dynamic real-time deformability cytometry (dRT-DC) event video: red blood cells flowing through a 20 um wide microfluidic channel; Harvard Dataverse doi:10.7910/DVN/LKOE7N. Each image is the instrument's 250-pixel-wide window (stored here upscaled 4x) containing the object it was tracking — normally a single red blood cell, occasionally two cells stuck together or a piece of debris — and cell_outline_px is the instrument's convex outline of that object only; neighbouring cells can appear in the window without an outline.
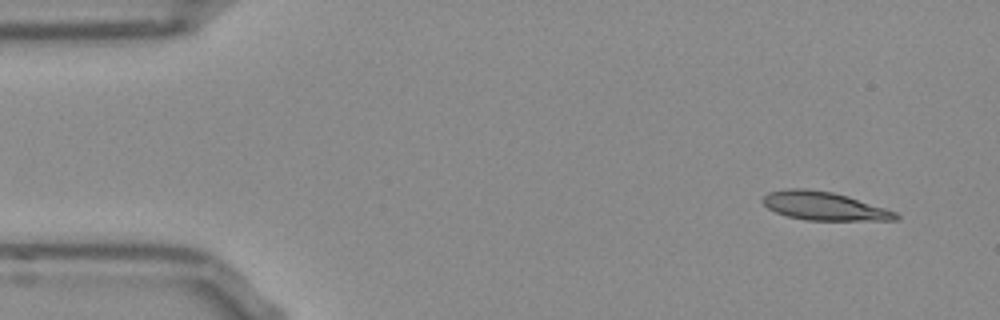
{"species": "Egyptian fruit bat (a non-hibernating species)", "species_latin": "Rousettus aegyptiacus", "temperature_condition": "room temperature", "stored_images_in_passage": 49, "camera_frame_rate_fps": 3000, "um_per_image_px": 0.085, "frame": {"image": 1, "passage_image": 1, "time_ms": 0.0, "image_size_px": [1000, 320], "cell_outline_px": [[900, 216], [896, 220], [804, 220], [788, 216], [776, 212], [768, 208], [764, 204], [764, 196], [768, 192], [788, 188], [804, 188], [832, 192], [848, 196], [896, 212]], "centroid_in_image_um": [70.04, 17.51], "position_along_channel_um": 15.0, "area_um2": 21.79}}
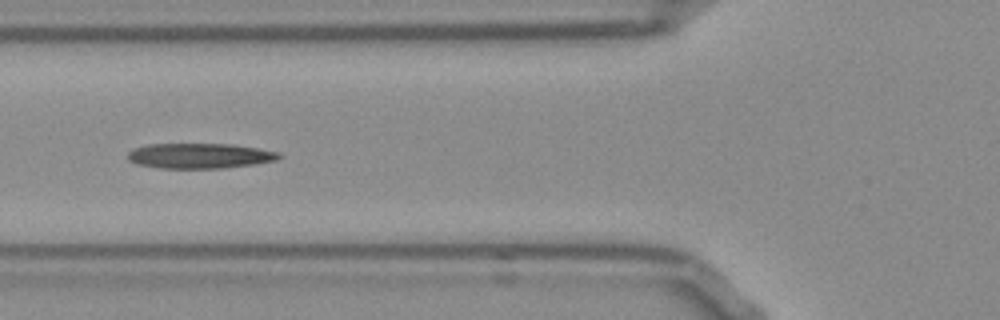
{"frame": {"image": 2, "passage_image": 16, "time_ms": 5.0, "image_size_px": [1000, 320], "cell_outline_px": [[284, 156], [276, 160], [252, 164], [224, 168], [160, 168], [136, 164], [128, 160], [128, 152], [136, 148], [148, 144], [232, 144], [280, 152]], "centroid_in_image_um": [16.98, 13.24], "position_along_channel_um": 108.8, "area_um2": 22.14}}
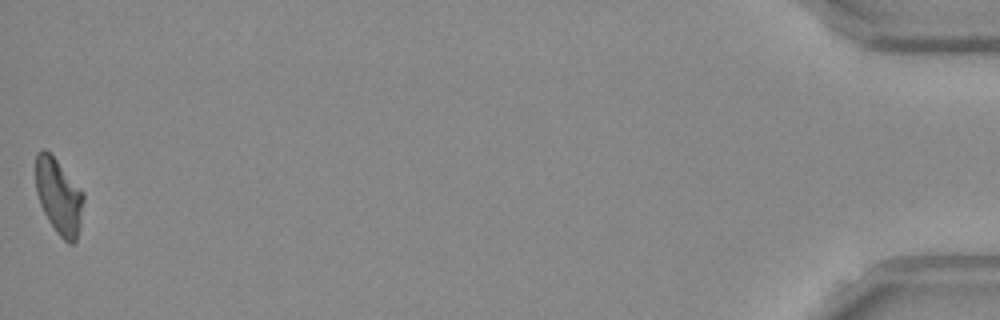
{"frame": {"image": 3, "passage_image": 49, "time_ms": 16.0, "image_size_px": [1000, 320], "cell_outline_px": [[84, 200], [80, 224], [76, 240], [72, 244], [68, 244], [56, 232], [48, 220], [40, 204], [36, 192], [36, 152], [40, 148], [44, 148], [56, 160], [84, 192]], "centroid_in_image_um": [5.0, 16.7], "position_along_channel_um": 430.2, "area_um2": 20.98}}